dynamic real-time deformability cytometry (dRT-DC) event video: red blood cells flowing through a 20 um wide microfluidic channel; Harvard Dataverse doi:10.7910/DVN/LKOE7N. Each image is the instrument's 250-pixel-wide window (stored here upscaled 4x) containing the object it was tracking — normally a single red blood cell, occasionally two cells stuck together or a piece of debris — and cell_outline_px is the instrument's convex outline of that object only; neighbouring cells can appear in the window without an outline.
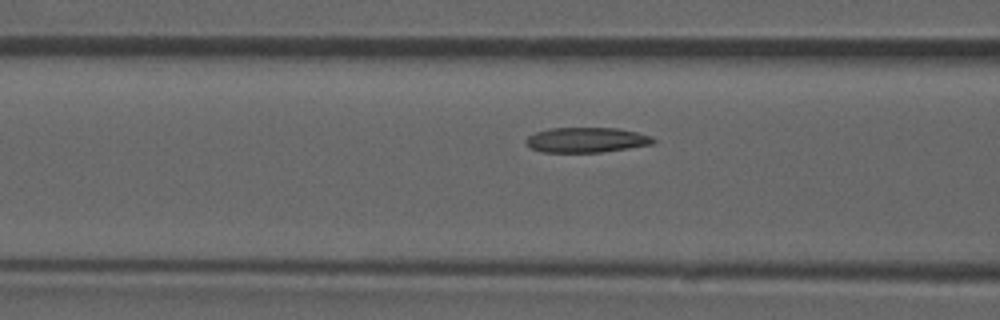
{"species": "common noctule bat (a hibernating species)", "species_latin": "Nyctalus noctula", "temperature_condition": "room temperature", "stored_images_in_passage": 37, "camera_frame_rate_fps": 3000, "um_per_image_px": 0.085, "animal": {"sex": "male", "forearm_length_mm": 52.5}, "frame": {"image": 1, "passage_image": 10, "time_ms": 3.0, "image_size_px": [1000, 320], "cell_outline_px": [[656, 140], [652, 144], [628, 148], [600, 152], [540, 152], [528, 148], [524, 144], [524, 140], [528, 136], [536, 132], [548, 128], [620, 128], [652, 136]], "centroid_in_image_um": [49.78, 11.89], "position_along_channel_um": 116.8, "area_um2": 18.79}, "authors_computed_cell_mechanics": {"area_um2": 18.8428, "velocity_mm_per_s": 3.875, "shape_relaxation_time_tau1_ms": null, "shape_relaxation_time_tau2_ms": 3.8152, "deformation_change_tau1": null, "deformation_change_tau2": 0.104}}